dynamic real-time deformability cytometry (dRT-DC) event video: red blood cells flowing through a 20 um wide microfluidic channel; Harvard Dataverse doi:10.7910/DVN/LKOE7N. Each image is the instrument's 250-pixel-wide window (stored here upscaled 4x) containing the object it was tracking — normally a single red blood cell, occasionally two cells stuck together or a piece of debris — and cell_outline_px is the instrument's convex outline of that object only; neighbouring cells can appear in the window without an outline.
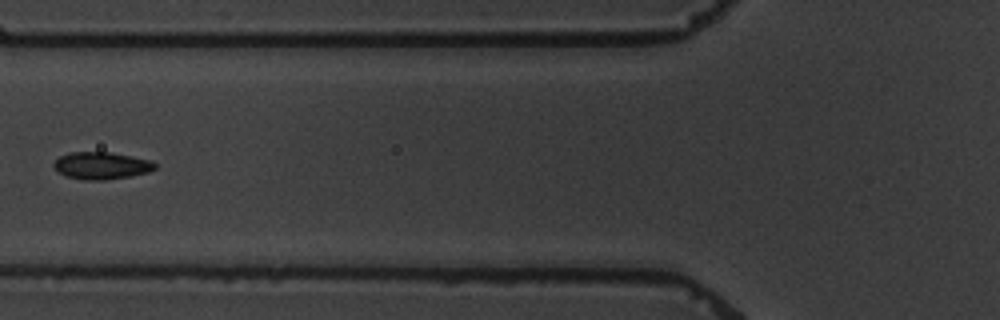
{"species": "common noctule bat (a hibernating species)", "species_latin": "Nyctalus noctula", "temperature_condition": "warm", "stored_images_in_passage": 12, "segment_of_instrument_passage": [2, 2], "camera_frame_rate_fps": 3000, "um_per_image_px": 0.085, "animal": {"sex": "male", "body_mass_g": 19.5, "forearm_length_mm": 54.6}, "frame": {"image": 1, "passage_image": 6, "time_ms": 7.333, "image_size_px": [1000, 320], "cell_outline_px": [[156, 168], [148, 172], [132, 176], [104, 180], [84, 180], [68, 176], [60, 172], [52, 164], [60, 156], [68, 152], [112, 152], [152, 160], [156, 164]], "centroid_in_image_um": [8.66, 14.07], "position_along_channel_um": 117.1, "area_um2": 16.07}}
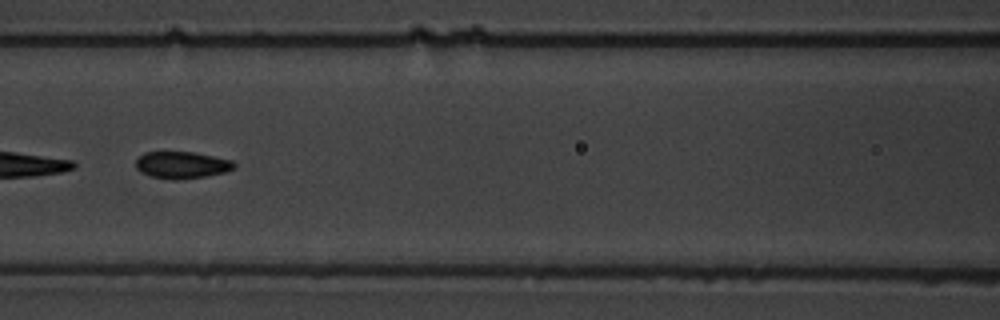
{"frame": {"image": 2, "passage_image": 7, "time_ms": 8.333, "image_size_px": [1000, 320], "cell_outline_px": [[236, 168], [224, 172], [204, 176], [180, 180], [172, 180], [152, 176], [136, 168], [136, 160], [144, 152], [192, 152], [232, 160], [236, 164]], "centroid_in_image_um": [15.48, 14.02], "position_along_channel_um": 151.1, "area_um2": 15.26}}
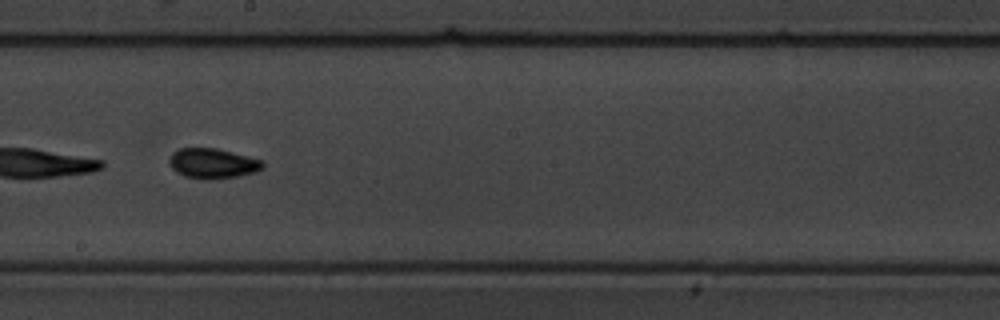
{"frame": {"image": 3, "passage_image": 9, "time_ms": 10.667, "image_size_px": [1000, 320], "cell_outline_px": [[264, 168], [256, 172], [236, 176], [184, 176], [176, 172], [168, 164], [168, 160], [172, 152], [180, 148], [216, 148], [264, 160]], "centroid_in_image_um": [18.08, 13.83], "position_along_channel_um": 230.1, "area_um2": 15.78}}